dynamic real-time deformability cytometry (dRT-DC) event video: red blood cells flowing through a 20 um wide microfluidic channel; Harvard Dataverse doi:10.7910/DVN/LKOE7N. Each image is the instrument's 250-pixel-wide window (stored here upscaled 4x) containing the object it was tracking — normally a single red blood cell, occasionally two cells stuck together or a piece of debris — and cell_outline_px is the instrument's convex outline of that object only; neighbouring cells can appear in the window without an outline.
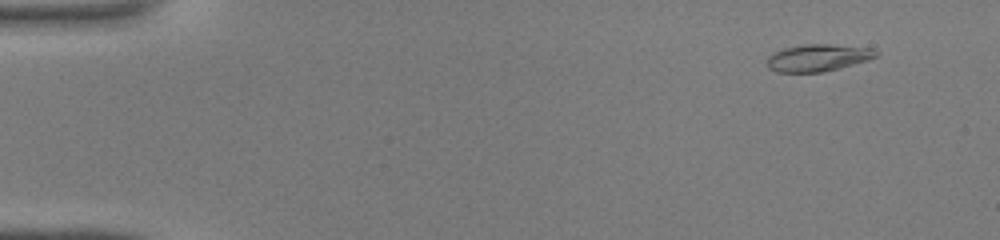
{"species": "common noctule bat (a hibernating species)", "species_latin": "Nyctalus noctula", "temperature_condition": "warm", "stored_images_in_passage": 45, "camera_frame_rate_fps": 3000, "um_per_image_px": 0.085, "animal": {"sex": "male", "body_mass_g": 19.0, "forearm_length_mm": 50.8}, "frame": {"image": 1, "passage_image": 4, "time_ms": 1.0, "image_size_px": [1000, 240], "cell_outline_px": [[876, 56], [868, 60], [824, 72], [776, 72], [768, 68], [768, 56], [784, 48], [804, 44], [828, 44], [872, 48], [876, 52]], "centroid_in_image_um": [69.5, 4.91], "position_along_channel_um": 15.5, "area_um2": 16.99}}
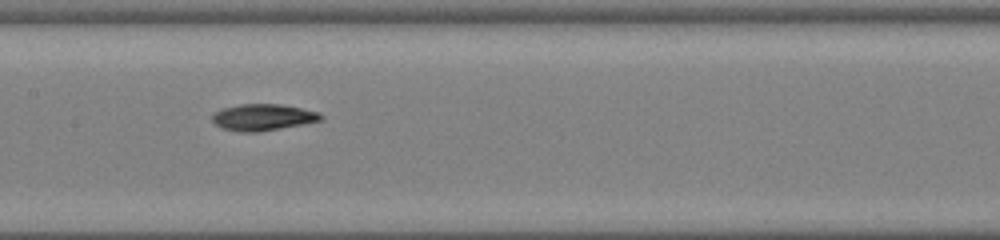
{"frame": {"image": 2, "passage_image": 23, "time_ms": 7.333, "image_size_px": [1000, 240], "cell_outline_px": [[324, 116], [320, 120], [280, 128], [256, 132], [240, 132], [220, 128], [212, 120], [212, 116], [220, 108], [240, 104], [280, 104], [320, 112]], "centroid_in_image_um": [22.31, 9.96], "position_along_channel_um": 185.1, "area_um2": 16.65}}
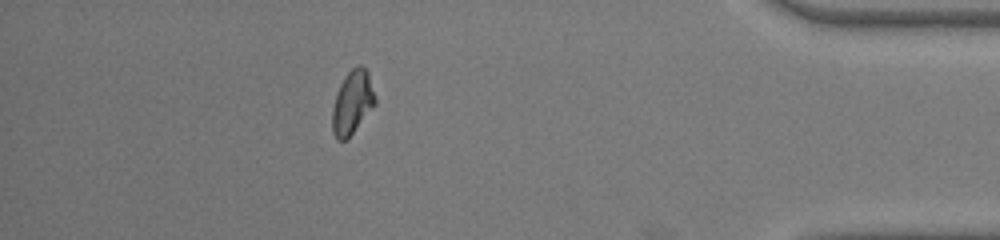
{"frame": {"image": 3, "passage_image": 40, "time_ms": 13.0, "image_size_px": [1000, 240], "cell_outline_px": [[376, 104], [352, 132], [344, 140], [336, 140], [332, 132], [332, 108], [336, 92], [344, 76], [356, 64], [360, 64], [368, 72], [376, 96]], "centroid_in_image_um": [29.94, 8.67], "position_along_channel_um": 405.3, "area_um2": 15.9}}